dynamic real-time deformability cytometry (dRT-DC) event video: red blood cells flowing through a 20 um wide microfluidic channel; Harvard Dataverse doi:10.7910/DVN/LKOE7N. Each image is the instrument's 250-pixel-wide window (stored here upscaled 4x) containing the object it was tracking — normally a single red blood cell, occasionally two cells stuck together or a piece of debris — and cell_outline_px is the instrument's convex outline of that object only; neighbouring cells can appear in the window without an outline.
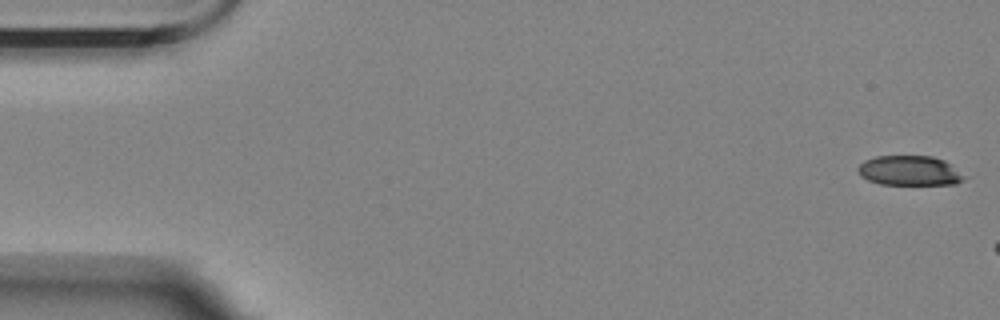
{"species": "Egyptian fruit bat (a non-hibernating species)", "species_latin": "Rousettus aegyptiacus", "temperature_condition": "room temperature", "stored_images_in_passage": 7, "camera_frame_rate_fps": 3000, "um_per_image_px": 0.085, "animal": {"sex": "female"}, "frame": {"image": 1, "passage_image": 1, "time_ms": 0.0, "image_size_px": [1000, 320], "cell_outline_px": [[968, 176], [964, 180], [956, 184], [880, 184], [868, 180], [860, 176], [856, 172], [856, 168], [864, 160], [876, 156], [932, 156], [944, 160], [952, 164]], "centroid_in_image_um": [77.34, 14.5], "position_along_channel_um": 7.7, "area_um2": 18.79}}